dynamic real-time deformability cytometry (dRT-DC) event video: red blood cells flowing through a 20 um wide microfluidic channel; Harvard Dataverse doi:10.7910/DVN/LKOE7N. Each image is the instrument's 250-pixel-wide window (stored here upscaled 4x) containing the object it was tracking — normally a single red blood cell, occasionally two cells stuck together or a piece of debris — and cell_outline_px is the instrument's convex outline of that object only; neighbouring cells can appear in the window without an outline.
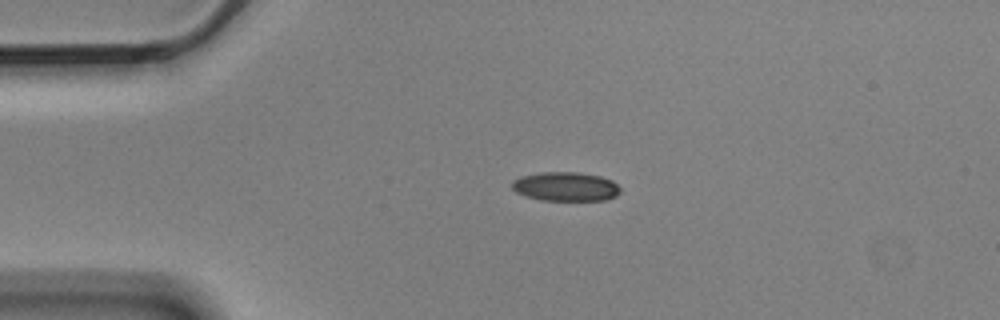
{"species": "Egyptian fruit bat (a non-hibernating species)", "species_latin": "Rousettus aegyptiacus", "temperature_condition": "cold", "stored_images_in_passage": 4, "camera_frame_rate_fps": 3000, "um_per_image_px": 0.085, "animal": {"sex": "male"}, "frame": {"image": 1, "passage_image": 3, "time_ms": 0.667, "image_size_px": [1000, 320], "cell_outline_px": [[620, 192], [616, 196], [604, 200], [540, 200], [524, 196], [516, 192], [512, 188], [512, 180], [520, 176], [540, 172], [576, 172], [600, 176], [612, 180], [620, 188]], "centroid_in_image_um": [48.05, 15.85], "position_along_channel_um": 37.0, "area_um2": 18.44}}